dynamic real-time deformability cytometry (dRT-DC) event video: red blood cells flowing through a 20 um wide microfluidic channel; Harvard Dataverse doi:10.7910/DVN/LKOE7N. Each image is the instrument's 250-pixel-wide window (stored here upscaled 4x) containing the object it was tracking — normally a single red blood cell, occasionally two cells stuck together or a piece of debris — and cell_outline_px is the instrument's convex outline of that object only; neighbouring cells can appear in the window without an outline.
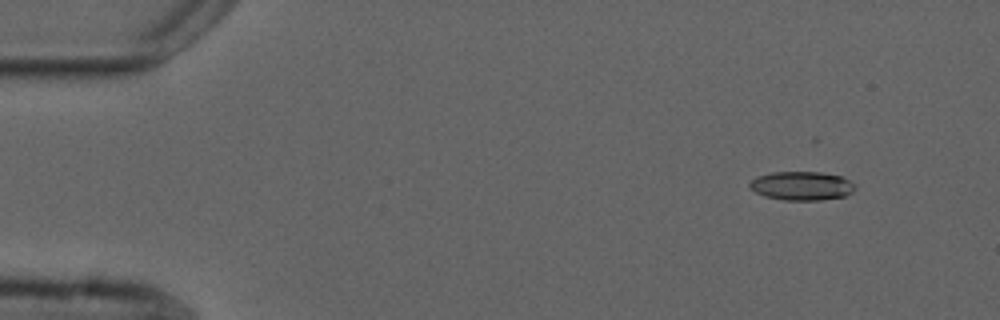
{"species": "common noctule bat (a hibernating species)", "species_latin": "Nyctalus noctula", "temperature_condition": "cold", "stored_images_in_passage": 5, "camera_frame_rate_fps": 3000, "um_per_image_px": 0.085, "animal": {"sex": "male", "forearm_length_mm": 52.5}, "frame": {"image": 1, "passage_image": 2, "time_ms": 1.333, "image_size_px": [1000, 320], "cell_outline_px": [[856, 188], [852, 192], [844, 196], [820, 200], [784, 200], [764, 196], [756, 192], [748, 184], [756, 176], [772, 172], [820, 172], [840, 176], [856, 184]], "centroid_in_image_um": [68.15, 15.79], "position_along_channel_um": 16.9, "area_um2": 17.63}}
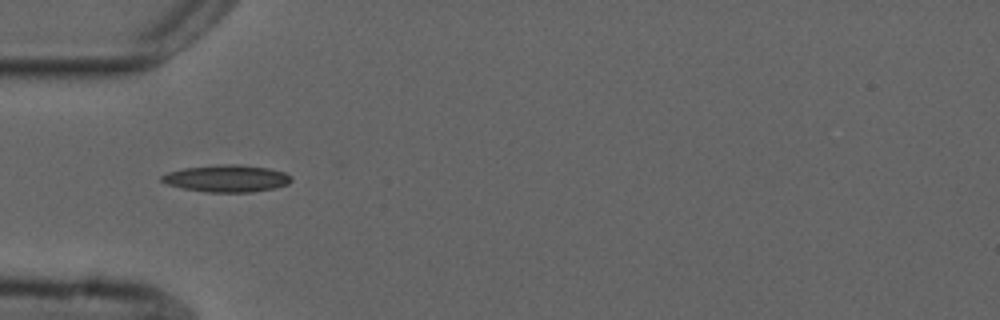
{"frame": {"image": 2, "passage_image": 5, "time_ms": 5.333, "image_size_px": [1000, 320], "cell_outline_px": [[292, 180], [288, 184], [272, 188], [252, 192], [208, 192], [184, 188], [168, 184], [160, 180], [160, 176], [168, 172], [184, 168], [220, 164], [236, 164], [268, 168], [284, 172], [292, 176]], "centroid_in_image_um": [19.28, 15.16], "position_along_channel_um": 65.7, "area_um2": 20.29}}